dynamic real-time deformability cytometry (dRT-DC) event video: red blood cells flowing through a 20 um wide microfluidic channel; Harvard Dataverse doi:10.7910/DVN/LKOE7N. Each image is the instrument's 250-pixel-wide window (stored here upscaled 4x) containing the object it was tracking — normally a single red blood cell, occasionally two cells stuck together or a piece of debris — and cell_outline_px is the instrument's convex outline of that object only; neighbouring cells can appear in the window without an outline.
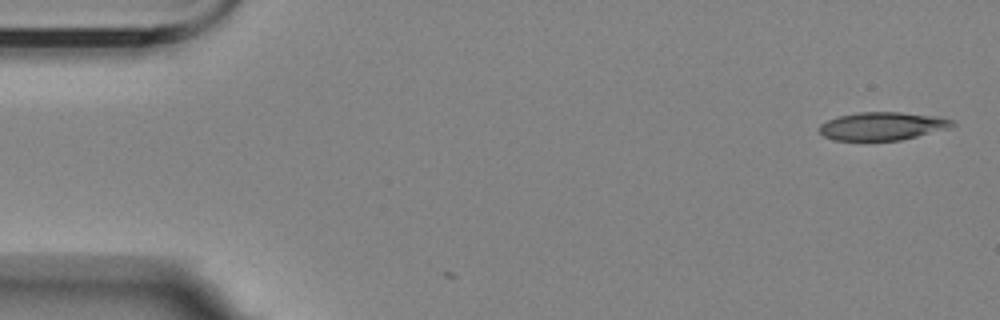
{"species": "Egyptian fruit bat (a non-hibernating species)", "species_latin": "Rousettus aegyptiacus", "temperature_condition": "room temperature", "stored_images_in_passage": 2, "camera_frame_rate_fps": 3000, "um_per_image_px": 0.085, "animal": {"sex": "female"}, "frame": {"image": 1, "passage_image": 1, "time_ms": 0.0, "image_size_px": [1000, 320], "cell_outline_px": [[956, 124], [948, 128], [900, 140], [832, 140], [824, 136], [816, 128], [820, 124], [828, 120], [840, 116], [856, 112], [900, 112], [936, 116], [952, 120]], "centroid_in_image_um": [74.95, 10.71], "position_along_channel_um": 10.0, "area_um2": 21.62}}